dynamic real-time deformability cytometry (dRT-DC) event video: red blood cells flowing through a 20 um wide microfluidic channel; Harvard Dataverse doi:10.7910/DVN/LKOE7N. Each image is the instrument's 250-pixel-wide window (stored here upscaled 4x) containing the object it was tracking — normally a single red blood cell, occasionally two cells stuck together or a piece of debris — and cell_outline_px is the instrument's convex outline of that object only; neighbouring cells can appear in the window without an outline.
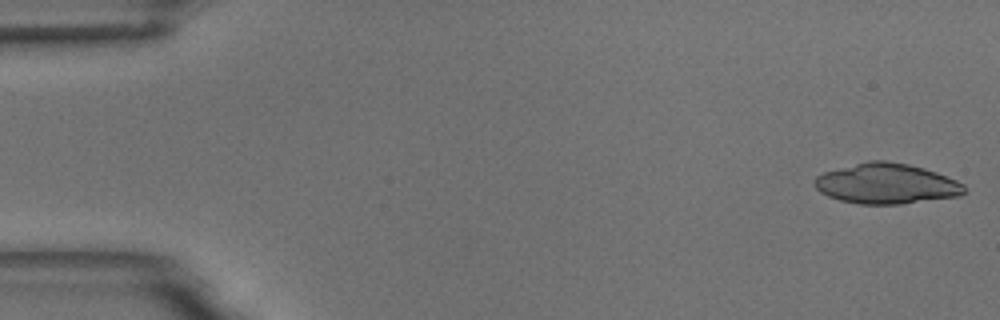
{"species": "common noctule bat (a hibernating species)", "species_latin": "Nyctalus noctula", "temperature_condition": "room temperature", "stored_images_in_passage": 15, "camera_frame_rate_fps": 3000, "um_per_image_px": 0.085, "animal": {"sex": "male", "body_mass_g": 18.8}, "frame": {"image": 1, "passage_image": 1, "time_ms": 0.0, "image_size_px": [1000, 320], "cell_outline_px": [[968, 192], [960, 196], [900, 204], [860, 204], [840, 200], [828, 196], [820, 192], [816, 188], [812, 180], [816, 176], [824, 172], [868, 160], [884, 160], [908, 164], [924, 168], [936, 172], [956, 180], [964, 184]], "centroid_in_image_um": [75.36, 15.61], "position_along_channel_um": 9.6, "area_um2": 35.37}}